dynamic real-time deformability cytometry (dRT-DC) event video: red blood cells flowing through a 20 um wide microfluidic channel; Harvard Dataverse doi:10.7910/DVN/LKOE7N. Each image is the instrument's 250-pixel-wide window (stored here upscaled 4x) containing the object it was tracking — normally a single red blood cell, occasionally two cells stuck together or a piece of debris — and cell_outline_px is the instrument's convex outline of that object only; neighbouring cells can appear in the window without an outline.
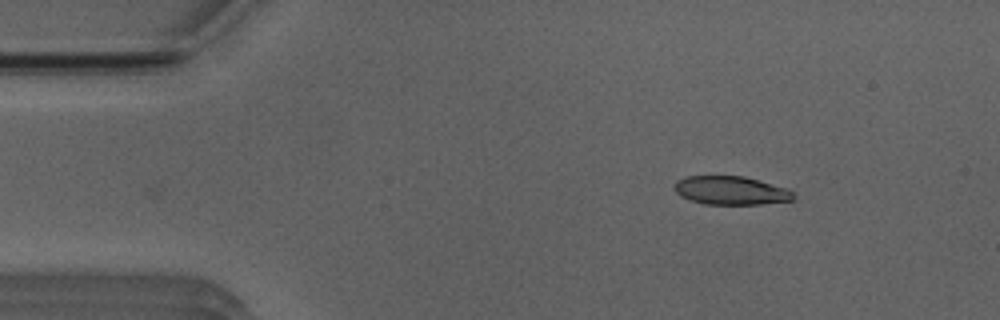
{"species": "Egyptian fruit bat (a non-hibernating species)", "species_latin": "Rousettus aegyptiacus", "temperature_condition": "room temperature", "stored_images_in_passage": 45, "camera_frame_rate_fps": 3000, "um_per_image_px": 0.085, "animal": {"sex": "male"}, "frame": {"image": 1, "passage_image": 1, "time_ms": 0.0, "image_size_px": [1000, 320], "cell_outline_px": [[792, 200], [760, 204], [704, 204], [680, 196], [672, 188], [676, 180], [684, 176], [744, 176], [788, 188], [792, 192]], "centroid_in_image_um": [62.07, 16.18], "position_along_channel_um": 22.9, "area_um2": 19.77}}
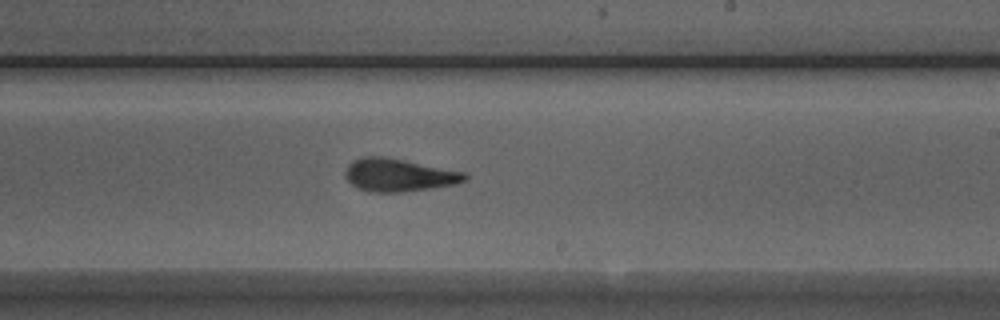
{"frame": {"image": 2, "passage_image": 24, "time_ms": 7.667, "image_size_px": [1000, 320], "cell_outline_px": [[468, 180], [456, 184], [400, 192], [372, 192], [356, 188], [344, 176], [344, 172], [348, 164], [352, 160], [364, 156], [384, 156], [464, 172], [468, 176]], "centroid_in_image_um": [33.85, 14.87], "position_along_channel_um": 255.1, "area_um2": 22.83}}
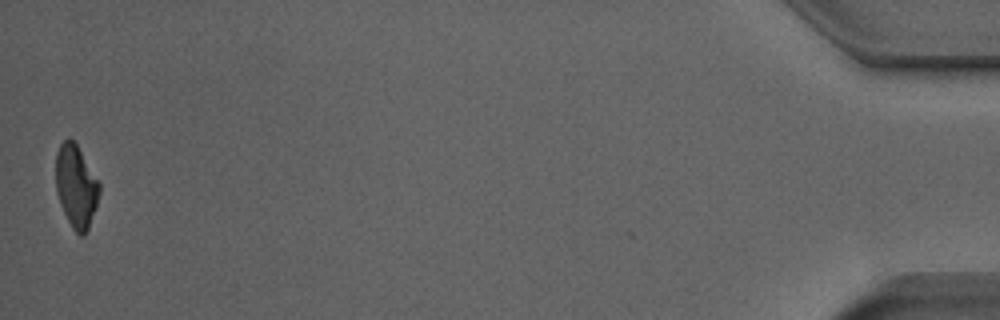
{"frame": {"image": 3, "passage_image": 45, "time_ms": 14.667, "image_size_px": [1000, 320], "cell_outline_px": [[100, 192], [88, 228], [84, 236], [80, 236], [72, 228], [60, 204], [56, 192], [56, 152], [60, 144], [68, 136], [76, 144], [100, 184]], "centroid_in_image_um": [6.44, 15.83], "position_along_channel_um": 428.8, "area_um2": 20.69}, "authors_computed_cell_mechanics": {"area_um2": 22.3686, "velocity_mm_per_s": 3.9351, "shape_relaxation_time_tau1_ms": 5.839, "shape_relaxation_time_tau2_ms": 2.4101, "deformation_change_tau1": 0.1953, "deformation_change_tau2": 0.1117}}